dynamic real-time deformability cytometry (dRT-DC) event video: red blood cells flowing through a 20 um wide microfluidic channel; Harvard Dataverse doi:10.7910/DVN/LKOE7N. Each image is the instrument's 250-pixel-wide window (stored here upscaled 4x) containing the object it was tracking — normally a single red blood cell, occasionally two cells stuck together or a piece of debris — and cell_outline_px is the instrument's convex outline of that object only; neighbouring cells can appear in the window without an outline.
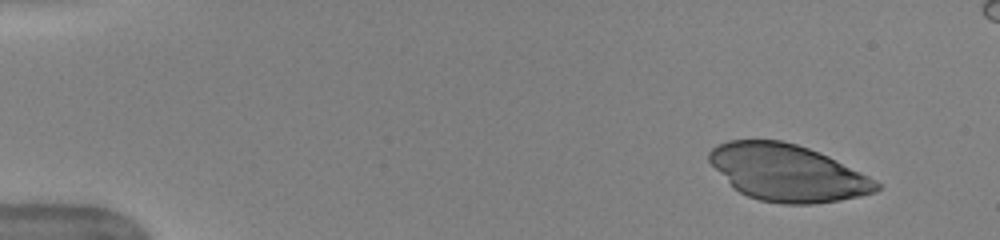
{"species": "human", "species_latin": "Homo sapiens", "temperature_condition": "warm", "stored_images_in_passage": 42, "camera_frame_rate_fps": 3000, "um_per_image_px": 0.085, "donor": {"sex": "female"}, "frame": {"image": 1, "passage_image": 1, "time_ms": 0.0, "image_size_px": [1000, 240], "cell_outline_px": [[880, 188], [876, 192], [860, 196], [840, 200], [812, 204], [784, 204], [760, 200], [748, 196], [740, 192], [708, 160], [708, 152], [712, 148], [728, 140], [780, 140], [796, 144], [808, 148], [828, 156], [868, 176], [880, 184]], "centroid_in_image_um": [66.96, 14.68], "position_along_channel_um": 18.0, "area_um2": 54.56}}